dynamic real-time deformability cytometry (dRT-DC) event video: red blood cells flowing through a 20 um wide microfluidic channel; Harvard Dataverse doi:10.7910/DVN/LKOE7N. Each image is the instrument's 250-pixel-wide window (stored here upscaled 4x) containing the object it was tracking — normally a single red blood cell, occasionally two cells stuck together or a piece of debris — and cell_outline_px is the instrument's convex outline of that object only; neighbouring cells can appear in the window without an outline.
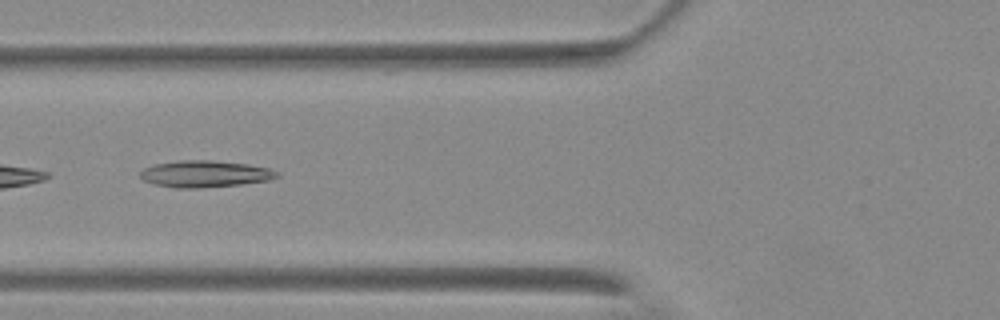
{"species": "Egyptian fruit bat (a non-hibernating species)", "species_latin": "Rousettus aegyptiacus", "temperature_condition": "warm", "stored_images_in_passage": 6, "camera_frame_rate_fps": 3000, "um_per_image_px": 0.085, "animal": {"sex": "female"}, "frame": {"image": 1, "passage_image": 6, "time_ms": 7.0, "image_size_px": [1000, 320], "cell_outline_px": [[280, 176], [268, 180], [240, 184], [200, 188], [176, 188], [156, 184], [144, 180], [140, 176], [140, 172], [144, 168], [156, 164], [180, 160], [212, 160], [248, 164], [268, 168], [276, 172]], "centroid_in_image_um": [17.41, 14.78], "position_along_channel_um": 108.4, "area_um2": 21.04}}